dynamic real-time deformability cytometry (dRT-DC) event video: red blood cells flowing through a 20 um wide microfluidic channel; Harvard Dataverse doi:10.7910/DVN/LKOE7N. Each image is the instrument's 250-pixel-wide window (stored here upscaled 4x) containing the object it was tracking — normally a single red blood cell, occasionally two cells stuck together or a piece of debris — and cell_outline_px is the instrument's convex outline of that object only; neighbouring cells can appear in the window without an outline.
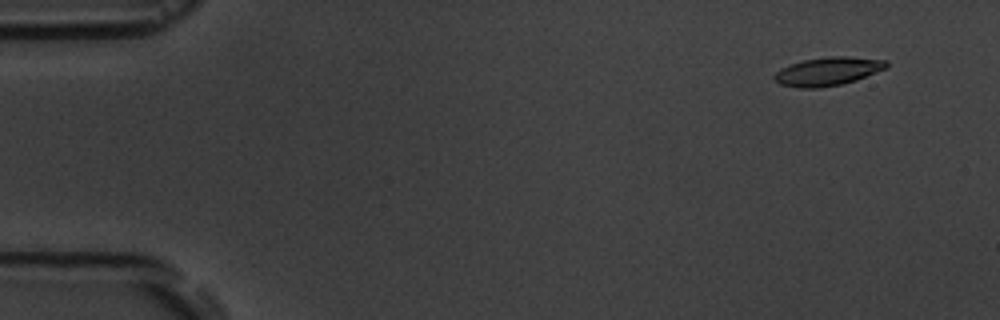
{"species": "common noctule bat (a hibernating species)", "species_latin": "Nyctalus noctula", "temperature_condition": "room temperature", "stored_images_in_passage": 5, "camera_frame_rate_fps": 3000, "um_per_image_px": 0.085, "animal": {"sex": "male", "body_mass_g": 19.5, "forearm_length_mm": 54.6}, "frame": {"image": 1, "passage_image": 1, "time_ms": 0.0, "image_size_px": [1000, 320], "cell_outline_px": [[888, 68], [856, 80], [840, 84], [820, 88], [800, 88], [780, 84], [772, 76], [780, 68], [804, 60], [832, 56], [848, 56], [888, 60]], "centroid_in_image_um": [70.4, 6.06], "position_along_channel_um": 14.6, "area_um2": 18.55}}
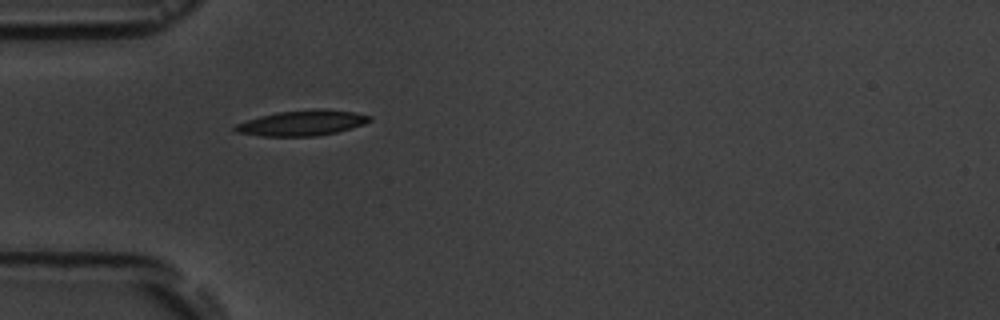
{"frame": {"image": 2, "passage_image": 5, "time_ms": 4.333, "image_size_px": [1000, 320], "cell_outline_px": [[372, 120], [364, 124], [352, 128], [336, 132], [316, 136], [260, 136], [236, 132], [232, 128], [236, 124], [260, 116], [276, 112], [316, 108], [324, 108], [352, 112], [372, 116]], "centroid_in_image_um": [25.69, 10.44], "position_along_channel_um": 59.3, "area_um2": 20.0}}